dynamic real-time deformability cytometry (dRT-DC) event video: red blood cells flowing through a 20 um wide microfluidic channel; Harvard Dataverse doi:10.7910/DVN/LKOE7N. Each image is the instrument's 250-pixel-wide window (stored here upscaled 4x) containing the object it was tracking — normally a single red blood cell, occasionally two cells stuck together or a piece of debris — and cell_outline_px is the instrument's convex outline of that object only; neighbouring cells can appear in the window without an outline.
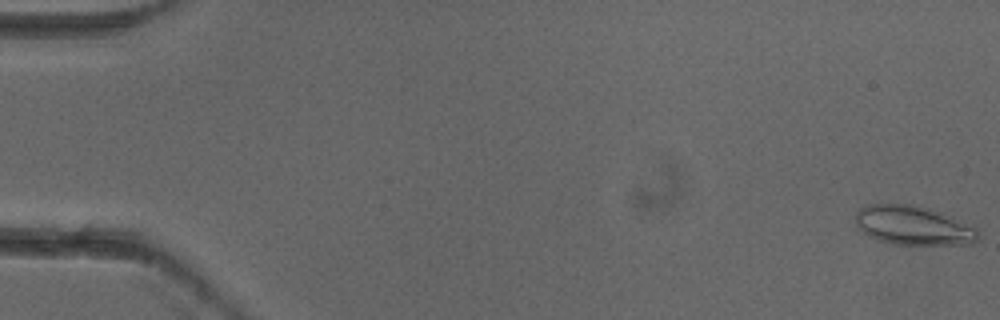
{"species": "common noctule bat (a hibernating species)", "species_latin": "Nyctalus noctula", "temperature_condition": "cold", "stored_images_in_passage": 5, "camera_frame_rate_fps": 3000, "um_per_image_px": 0.085, "animal": {"sex": "female"}, "frame": {"image": 1, "passage_image": 1, "time_ms": 0.0, "image_size_px": [1000, 320], "cell_outline_px": [[976, 240], [972, 244], [896, 244], [880, 240], [868, 236], [856, 228], [856, 212], [860, 208], [868, 204], [912, 204], [928, 208], [976, 224]], "centroid_in_image_um": [77.63, 19.15], "position_along_channel_um": 7.4, "area_um2": 28.15}}